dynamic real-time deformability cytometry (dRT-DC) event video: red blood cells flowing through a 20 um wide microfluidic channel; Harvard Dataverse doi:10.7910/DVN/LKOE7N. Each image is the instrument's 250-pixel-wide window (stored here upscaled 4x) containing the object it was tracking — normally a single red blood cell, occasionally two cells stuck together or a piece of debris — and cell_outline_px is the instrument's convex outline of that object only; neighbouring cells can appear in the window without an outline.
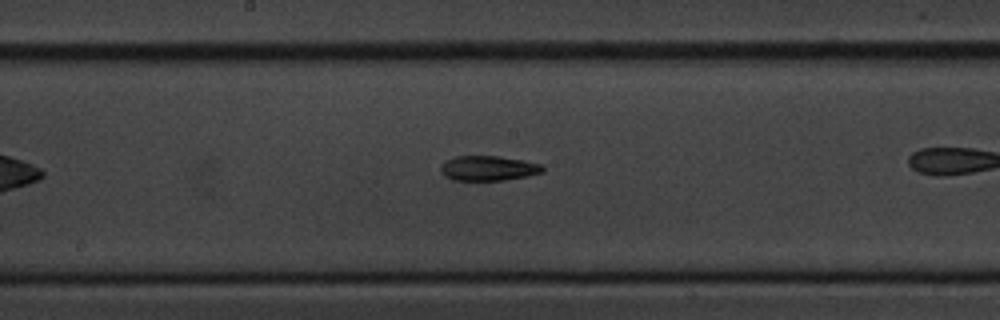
{"species": "common noctule bat (a hibernating species)", "species_latin": "Nyctalus noctula", "temperature_condition": "cold", "stored_images_in_passage": 34, "camera_frame_rate_fps": 3000, "um_per_image_px": 0.085, "animal": {"sex": "male", "body_mass_g": 20.1, "forearm_length_mm": 53.5}, "frame": {"image": 1, "passage_image": 20, "time_ms": 6.333, "image_size_px": [1000, 320], "cell_outline_px": [[544, 172], [528, 176], [504, 180], [452, 180], [444, 176], [440, 172], [440, 168], [444, 160], [456, 156], [500, 156], [524, 160], [540, 164], [544, 168]], "centroid_in_image_um": [41.49, 14.3], "position_along_channel_um": 206.7, "area_um2": 14.97}}